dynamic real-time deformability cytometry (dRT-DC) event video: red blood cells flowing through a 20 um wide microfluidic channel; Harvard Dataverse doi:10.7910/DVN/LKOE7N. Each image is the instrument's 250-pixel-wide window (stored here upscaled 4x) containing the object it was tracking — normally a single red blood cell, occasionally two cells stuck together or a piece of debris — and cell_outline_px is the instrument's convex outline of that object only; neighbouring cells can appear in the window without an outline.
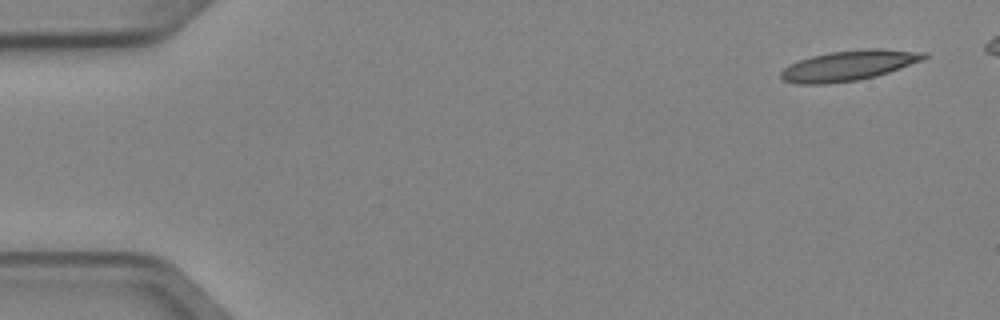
{"species": "Egyptian fruit bat (a non-hibernating species)", "species_latin": "Rousettus aegyptiacus", "temperature_condition": "cold", "stored_images_in_passage": 6, "camera_frame_rate_fps": 3000, "um_per_image_px": 0.085, "animal": {"sex": "female"}, "frame": {"image": 1, "passage_image": 1, "time_ms": 0.0, "image_size_px": [1000, 320], "cell_outline_px": [[928, 56], [920, 60], [900, 68], [876, 76], [856, 80], [824, 84], [800, 84], [784, 80], [780, 76], [780, 72], [784, 68], [800, 60], [812, 56], [828, 52], [868, 48], [880, 48], [928, 52]], "centroid_in_image_um": [72.16, 5.55], "position_along_channel_um": 12.8, "area_um2": 24.97}}
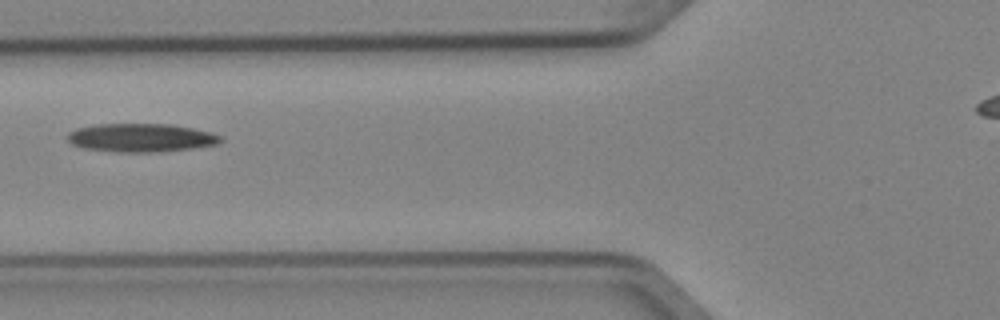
{"frame": {"image": 2, "passage_image": 6, "time_ms": 1.667, "image_size_px": [1000, 320], "cell_outline_px": [[224, 140], [216, 144], [192, 148], [160, 152], [116, 152], [84, 148], [72, 144], [68, 140], [68, 132], [76, 128], [96, 124], [172, 124], [212, 132], [220, 136]], "centroid_in_image_um": [11.98, 11.7], "position_along_channel_um": 113.8, "area_um2": 25.43}}